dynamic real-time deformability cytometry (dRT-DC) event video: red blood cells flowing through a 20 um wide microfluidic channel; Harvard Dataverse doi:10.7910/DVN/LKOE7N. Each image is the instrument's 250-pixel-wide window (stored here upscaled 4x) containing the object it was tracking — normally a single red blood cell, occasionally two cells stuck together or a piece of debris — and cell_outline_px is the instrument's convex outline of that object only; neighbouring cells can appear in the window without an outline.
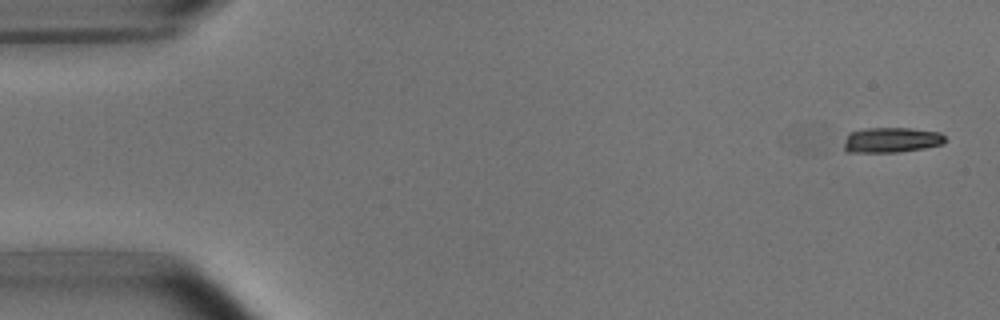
{"species": "common noctule bat (a hibernating species)", "species_latin": "Nyctalus noctula", "temperature_condition": "room temperature", "stored_images_in_passage": 6, "camera_frame_rate_fps": 3000, "um_per_image_px": 0.085, "animal": {"sex": "male", "body_mass_g": 15.6}, "frame": {"image": 1, "passage_image": 1, "time_ms": 0.0, "image_size_px": [1000, 320], "cell_outline_px": [[948, 140], [944, 144], [924, 148], [896, 152], [844, 152], [844, 140], [848, 132], [868, 128], [912, 128], [940, 132]], "centroid_in_image_um": [75.77, 11.89], "position_along_channel_um": 9.2, "area_um2": 15.09}}
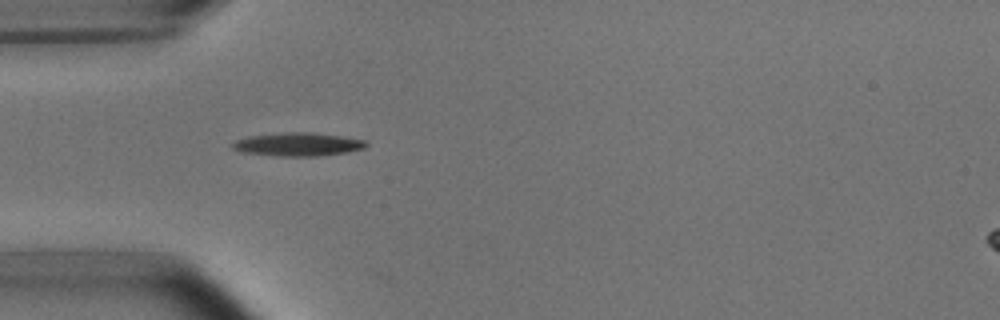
{"frame": {"image": 2, "passage_image": 5, "time_ms": 4.667, "image_size_px": [1000, 320], "cell_outline_px": [[368, 144], [364, 148], [348, 152], [316, 156], [280, 156], [244, 152], [232, 148], [232, 144], [236, 140], [248, 136], [284, 132], [312, 132], [340, 136], [364, 140]], "centroid_in_image_um": [25.33, 12.26], "position_along_channel_um": 59.7, "area_um2": 18.03}}